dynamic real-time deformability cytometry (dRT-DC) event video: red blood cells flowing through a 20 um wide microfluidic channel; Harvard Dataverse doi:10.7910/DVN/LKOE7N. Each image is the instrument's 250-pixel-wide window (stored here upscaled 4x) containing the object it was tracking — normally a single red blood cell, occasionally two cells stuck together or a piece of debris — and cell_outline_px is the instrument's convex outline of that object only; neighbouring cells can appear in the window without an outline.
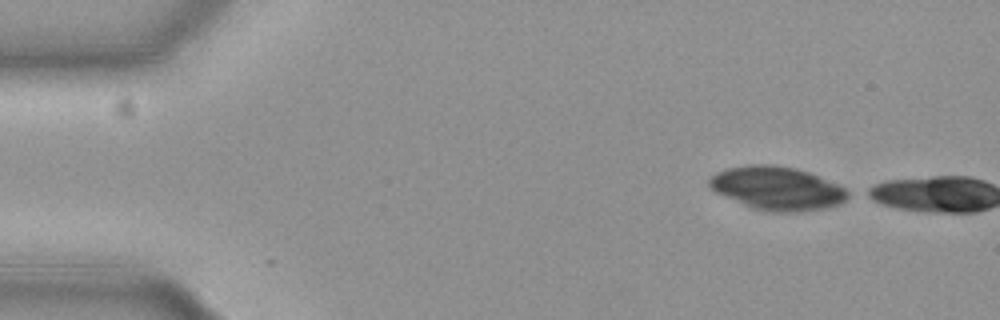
{"species": "common noctule bat (a hibernating species)", "species_latin": "Nyctalus noctula", "temperature_condition": "cold", "stored_images_in_passage": 2, "camera_frame_rate_fps": 3000, "um_per_image_px": 0.085, "animal": {"sex": "female", "body_mass_g": 19.3, "forearm_length_mm": 54.1}, "frame": {"image": 1, "passage_image": 1, "time_ms": 0.0, "image_size_px": [1000, 320], "cell_outline_px": [[852, 196], [840, 204], [828, 208], [800, 212], [768, 212], [752, 208], [716, 192], [708, 184], [708, 180], [716, 172], [724, 168], [744, 164], [776, 164], [796, 168], [808, 172], [836, 184], [852, 192]], "centroid_in_image_um": [66.08, 16.0], "position_along_channel_um": 18.9, "area_um2": 35.49}}